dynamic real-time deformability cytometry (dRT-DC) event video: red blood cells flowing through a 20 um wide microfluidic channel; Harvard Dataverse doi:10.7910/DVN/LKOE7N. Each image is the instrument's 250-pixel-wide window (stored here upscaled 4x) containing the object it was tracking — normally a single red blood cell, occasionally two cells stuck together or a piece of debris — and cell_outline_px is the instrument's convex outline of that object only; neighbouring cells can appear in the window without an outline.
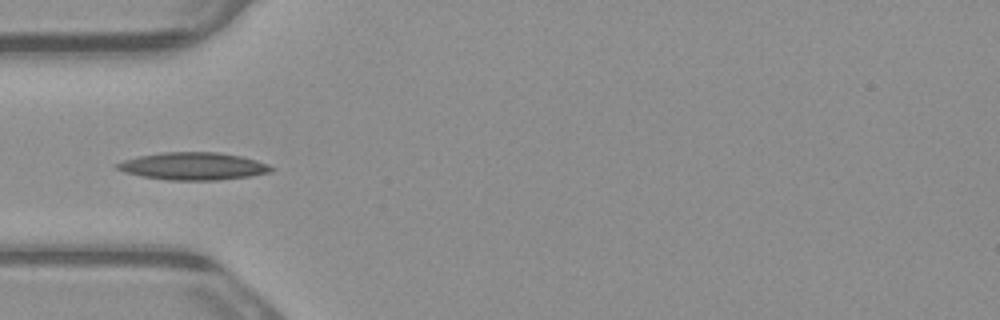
{"species": "common noctule bat (a hibernating species)", "species_latin": "Nyctalus noctula", "temperature_condition": "warm", "stored_images_in_passage": 8, "camera_frame_rate_fps": 3000, "um_per_image_px": 0.085, "animal": {"sex": "male", "body_mass_g": 23.1, "forearm_length_mm": 52.7}, "frame": {"image": 1, "passage_image": 5, "time_ms": 1.333, "image_size_px": [1000, 320], "cell_outline_px": [[276, 168], [272, 172], [252, 176], [220, 180], [168, 180], [140, 176], [124, 172], [116, 168], [116, 164], [124, 160], [140, 156], [160, 152], [216, 152], [240, 156], [256, 160], [268, 164]], "centroid_in_image_um": [16.46, 14.13], "position_along_channel_um": 68.5, "area_um2": 24.8}}
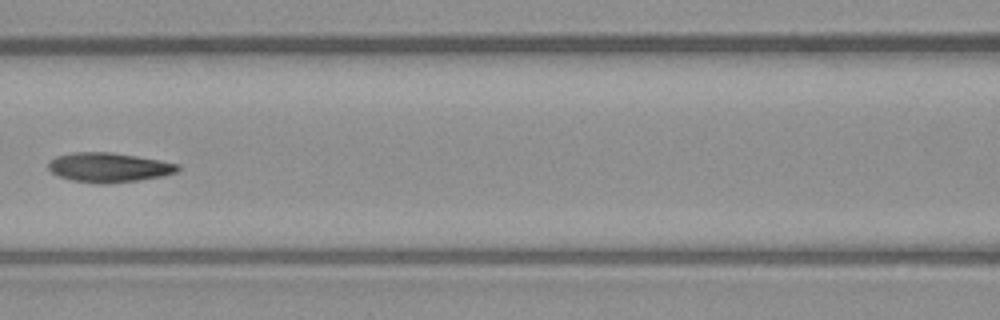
{"frame": {"image": 2, "passage_image": 7, "time_ms": 2.0, "image_size_px": [1000, 320], "cell_outline_px": [[180, 168], [176, 172], [164, 176], [140, 180], [104, 184], [96, 184], [72, 180], [60, 176], [52, 172], [48, 168], [48, 160], [56, 156], [76, 152], [112, 152], [160, 160], [180, 164]], "centroid_in_image_um": [9.26, 14.23], "position_along_channel_um": 157.3, "area_um2": 22.37}}
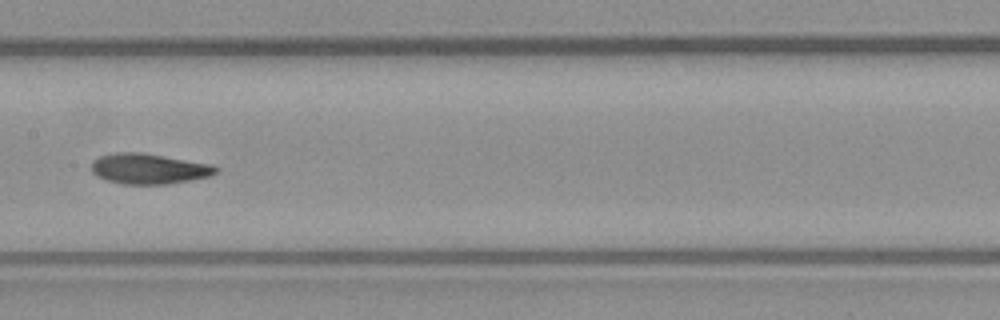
{"frame": {"image": 3, "passage_image": 8, "time_ms": 2.333, "image_size_px": [1000, 320], "cell_outline_px": [[220, 168], [216, 172], [208, 176], [168, 184], [124, 184], [108, 180], [96, 176], [92, 172], [92, 160], [100, 156], [116, 152], [140, 152], [212, 164]], "centroid_in_image_um": [12.63, 14.33], "position_along_channel_um": 194.8, "area_um2": 21.91}}